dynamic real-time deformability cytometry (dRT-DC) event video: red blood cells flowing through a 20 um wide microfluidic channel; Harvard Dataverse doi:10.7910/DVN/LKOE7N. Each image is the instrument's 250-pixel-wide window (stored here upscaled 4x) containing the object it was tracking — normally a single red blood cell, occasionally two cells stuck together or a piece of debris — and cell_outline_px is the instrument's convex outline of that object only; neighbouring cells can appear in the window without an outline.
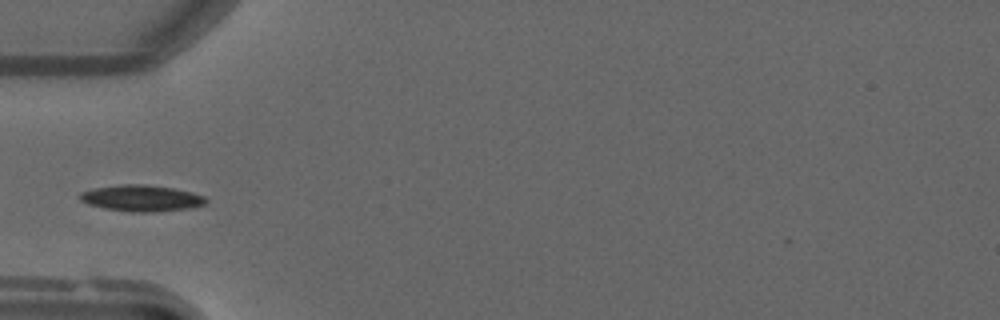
{"species": "common noctule bat (a hibernating species)", "species_latin": "Nyctalus noctula", "temperature_condition": "warm", "stored_images_in_passage": 34, "camera_frame_rate_fps": 3000, "um_per_image_px": 0.085, "animal": {"sex": "male", "forearm_length_mm": 52.5}, "frame": {"image": 1, "passage_image": 1, "time_ms": 0.0, "image_size_px": [1000, 320], "cell_outline_px": [[208, 200], [204, 204], [192, 208], [156, 212], [132, 212], [104, 208], [88, 204], [80, 200], [80, 192], [92, 188], [120, 184], [148, 184], [172, 188], [192, 192], [204, 196]], "centroid_in_image_um": [12.02, 16.84], "position_along_channel_um": 73.0, "area_um2": 19.48}}
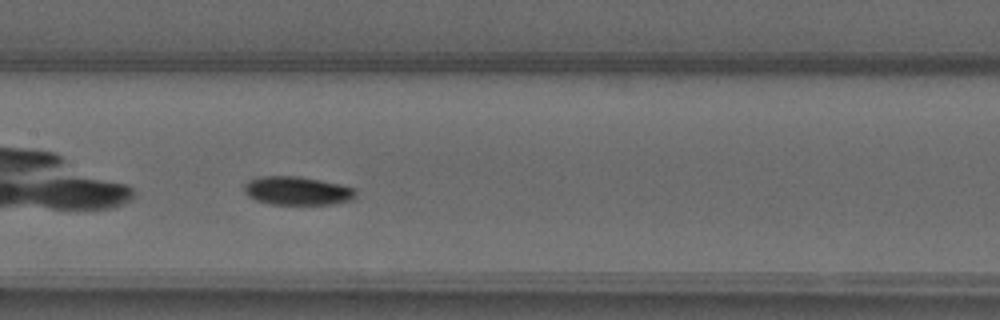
{"frame": {"image": 2, "passage_image": 9, "time_ms": 2.667, "image_size_px": [1000, 320], "cell_outline_px": [[356, 196], [352, 200], [332, 204], [272, 204], [256, 200], [248, 196], [244, 192], [244, 184], [248, 180], [264, 176], [300, 176], [340, 184], [352, 188], [356, 192]], "centroid_in_image_um": [25.25, 16.21], "position_along_channel_um": 182.1, "area_um2": 18.5}}
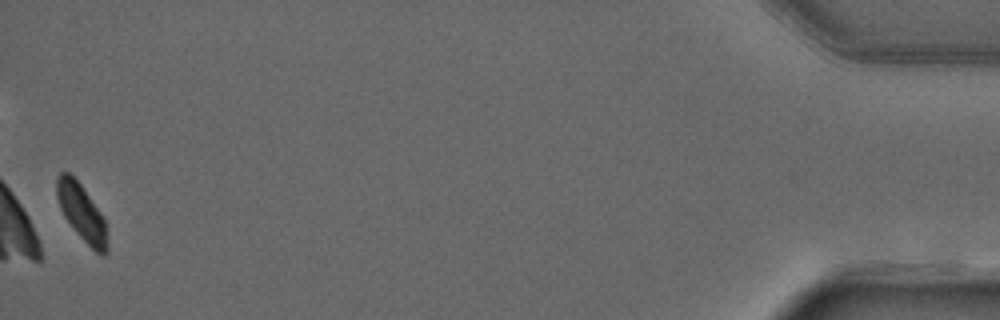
{"frame": {"image": 3, "passage_image": 34, "time_ms": 11.0, "image_size_px": [1000, 320], "cell_outline_px": [[108, 252], [104, 256], [100, 256], [76, 232], [64, 216], [60, 208], [56, 196], [56, 176], [60, 172], [68, 172], [80, 184], [104, 216], [108, 244]], "centroid_in_image_um": [6.95, 18.08], "position_along_channel_um": 428.2, "area_um2": 16.7}}